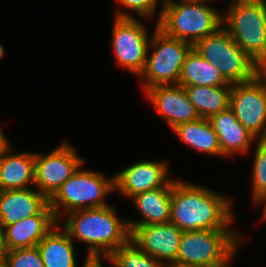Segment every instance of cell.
Masks as SVG:
<instances>
[{
	"label": "cell",
	"mask_w": 266,
	"mask_h": 267,
	"mask_svg": "<svg viewBox=\"0 0 266 267\" xmlns=\"http://www.w3.org/2000/svg\"><path fill=\"white\" fill-rule=\"evenodd\" d=\"M231 202L203 186L175 180L170 223L182 231L227 229L233 223Z\"/></svg>",
	"instance_id": "cell-1"
},
{
	"label": "cell",
	"mask_w": 266,
	"mask_h": 267,
	"mask_svg": "<svg viewBox=\"0 0 266 267\" xmlns=\"http://www.w3.org/2000/svg\"><path fill=\"white\" fill-rule=\"evenodd\" d=\"M64 230L70 238L88 245L87 257L101 260L130 241L128 221L116 216L115 208L107 205L99 208L79 209L67 213Z\"/></svg>",
	"instance_id": "cell-2"
},
{
	"label": "cell",
	"mask_w": 266,
	"mask_h": 267,
	"mask_svg": "<svg viewBox=\"0 0 266 267\" xmlns=\"http://www.w3.org/2000/svg\"><path fill=\"white\" fill-rule=\"evenodd\" d=\"M157 27L193 46L222 26V14L205 2L164 0Z\"/></svg>",
	"instance_id": "cell-3"
},
{
	"label": "cell",
	"mask_w": 266,
	"mask_h": 267,
	"mask_svg": "<svg viewBox=\"0 0 266 267\" xmlns=\"http://www.w3.org/2000/svg\"><path fill=\"white\" fill-rule=\"evenodd\" d=\"M229 229L183 231L177 263L202 267H229L240 235Z\"/></svg>",
	"instance_id": "cell-4"
},
{
	"label": "cell",
	"mask_w": 266,
	"mask_h": 267,
	"mask_svg": "<svg viewBox=\"0 0 266 267\" xmlns=\"http://www.w3.org/2000/svg\"><path fill=\"white\" fill-rule=\"evenodd\" d=\"M114 190V177L107 180L102 173L82 171L79 167L49 199V206L60 223L62 213L107 206L104 198Z\"/></svg>",
	"instance_id": "cell-5"
},
{
	"label": "cell",
	"mask_w": 266,
	"mask_h": 267,
	"mask_svg": "<svg viewBox=\"0 0 266 267\" xmlns=\"http://www.w3.org/2000/svg\"><path fill=\"white\" fill-rule=\"evenodd\" d=\"M150 47L154 48V51L152 54L147 52L146 65L140 74L145 78L142 90L159 85H177L185 58L193 45L168 36L156 25L150 38Z\"/></svg>",
	"instance_id": "cell-6"
},
{
	"label": "cell",
	"mask_w": 266,
	"mask_h": 267,
	"mask_svg": "<svg viewBox=\"0 0 266 267\" xmlns=\"http://www.w3.org/2000/svg\"><path fill=\"white\" fill-rule=\"evenodd\" d=\"M193 48L205 60L217 66L231 84L247 82L255 77L254 62L223 26L199 40Z\"/></svg>",
	"instance_id": "cell-7"
},
{
	"label": "cell",
	"mask_w": 266,
	"mask_h": 267,
	"mask_svg": "<svg viewBox=\"0 0 266 267\" xmlns=\"http://www.w3.org/2000/svg\"><path fill=\"white\" fill-rule=\"evenodd\" d=\"M224 23L226 25H224ZM222 26L254 62L266 44V6L231 2Z\"/></svg>",
	"instance_id": "cell-8"
},
{
	"label": "cell",
	"mask_w": 266,
	"mask_h": 267,
	"mask_svg": "<svg viewBox=\"0 0 266 267\" xmlns=\"http://www.w3.org/2000/svg\"><path fill=\"white\" fill-rule=\"evenodd\" d=\"M114 20L111 45L116 61L120 67L140 77L146 65L150 42L145 24L121 11L117 12Z\"/></svg>",
	"instance_id": "cell-9"
},
{
	"label": "cell",
	"mask_w": 266,
	"mask_h": 267,
	"mask_svg": "<svg viewBox=\"0 0 266 267\" xmlns=\"http://www.w3.org/2000/svg\"><path fill=\"white\" fill-rule=\"evenodd\" d=\"M229 108L257 140H266V80L232 84Z\"/></svg>",
	"instance_id": "cell-10"
},
{
	"label": "cell",
	"mask_w": 266,
	"mask_h": 267,
	"mask_svg": "<svg viewBox=\"0 0 266 267\" xmlns=\"http://www.w3.org/2000/svg\"><path fill=\"white\" fill-rule=\"evenodd\" d=\"M67 141L45 156L35 153V186L48 200L83 164Z\"/></svg>",
	"instance_id": "cell-11"
},
{
	"label": "cell",
	"mask_w": 266,
	"mask_h": 267,
	"mask_svg": "<svg viewBox=\"0 0 266 267\" xmlns=\"http://www.w3.org/2000/svg\"><path fill=\"white\" fill-rule=\"evenodd\" d=\"M130 241L154 259L166 264L177 263L182 230L175 224H153L129 227Z\"/></svg>",
	"instance_id": "cell-12"
},
{
	"label": "cell",
	"mask_w": 266,
	"mask_h": 267,
	"mask_svg": "<svg viewBox=\"0 0 266 267\" xmlns=\"http://www.w3.org/2000/svg\"><path fill=\"white\" fill-rule=\"evenodd\" d=\"M171 129L200 118L190 102L184 86L159 85L144 91Z\"/></svg>",
	"instance_id": "cell-13"
},
{
	"label": "cell",
	"mask_w": 266,
	"mask_h": 267,
	"mask_svg": "<svg viewBox=\"0 0 266 267\" xmlns=\"http://www.w3.org/2000/svg\"><path fill=\"white\" fill-rule=\"evenodd\" d=\"M167 166L163 161H142L126 167L114 175L115 190L131 198L138 193L161 188L171 181L167 178Z\"/></svg>",
	"instance_id": "cell-14"
},
{
	"label": "cell",
	"mask_w": 266,
	"mask_h": 267,
	"mask_svg": "<svg viewBox=\"0 0 266 267\" xmlns=\"http://www.w3.org/2000/svg\"><path fill=\"white\" fill-rule=\"evenodd\" d=\"M58 223L49 204L39 213L3 229V250L36 247Z\"/></svg>",
	"instance_id": "cell-15"
},
{
	"label": "cell",
	"mask_w": 266,
	"mask_h": 267,
	"mask_svg": "<svg viewBox=\"0 0 266 267\" xmlns=\"http://www.w3.org/2000/svg\"><path fill=\"white\" fill-rule=\"evenodd\" d=\"M48 204L49 200L35 189L0 191V222L2 229L21 219L39 214Z\"/></svg>",
	"instance_id": "cell-16"
},
{
	"label": "cell",
	"mask_w": 266,
	"mask_h": 267,
	"mask_svg": "<svg viewBox=\"0 0 266 267\" xmlns=\"http://www.w3.org/2000/svg\"><path fill=\"white\" fill-rule=\"evenodd\" d=\"M209 122L218 136L222 156L244 154L249 151L253 142L258 141L237 120L230 108L212 115Z\"/></svg>",
	"instance_id": "cell-17"
},
{
	"label": "cell",
	"mask_w": 266,
	"mask_h": 267,
	"mask_svg": "<svg viewBox=\"0 0 266 267\" xmlns=\"http://www.w3.org/2000/svg\"><path fill=\"white\" fill-rule=\"evenodd\" d=\"M174 182L175 180H171L161 188L141 192L131 197L143 219L128 221L129 227L169 223Z\"/></svg>",
	"instance_id": "cell-18"
},
{
	"label": "cell",
	"mask_w": 266,
	"mask_h": 267,
	"mask_svg": "<svg viewBox=\"0 0 266 267\" xmlns=\"http://www.w3.org/2000/svg\"><path fill=\"white\" fill-rule=\"evenodd\" d=\"M0 154V191L27 189L35 184V153Z\"/></svg>",
	"instance_id": "cell-19"
},
{
	"label": "cell",
	"mask_w": 266,
	"mask_h": 267,
	"mask_svg": "<svg viewBox=\"0 0 266 267\" xmlns=\"http://www.w3.org/2000/svg\"><path fill=\"white\" fill-rule=\"evenodd\" d=\"M58 225L59 223L37 245L42 262L45 267H77L73 240Z\"/></svg>",
	"instance_id": "cell-20"
},
{
	"label": "cell",
	"mask_w": 266,
	"mask_h": 267,
	"mask_svg": "<svg viewBox=\"0 0 266 267\" xmlns=\"http://www.w3.org/2000/svg\"><path fill=\"white\" fill-rule=\"evenodd\" d=\"M181 86H232L214 66L194 48L187 54L180 75Z\"/></svg>",
	"instance_id": "cell-21"
},
{
	"label": "cell",
	"mask_w": 266,
	"mask_h": 267,
	"mask_svg": "<svg viewBox=\"0 0 266 267\" xmlns=\"http://www.w3.org/2000/svg\"><path fill=\"white\" fill-rule=\"evenodd\" d=\"M172 130L190 147L210 155H222L218 136L209 119L199 118L193 122L182 123Z\"/></svg>",
	"instance_id": "cell-22"
},
{
	"label": "cell",
	"mask_w": 266,
	"mask_h": 267,
	"mask_svg": "<svg viewBox=\"0 0 266 267\" xmlns=\"http://www.w3.org/2000/svg\"><path fill=\"white\" fill-rule=\"evenodd\" d=\"M184 88L200 118L209 119L229 108L232 86L193 85Z\"/></svg>",
	"instance_id": "cell-23"
},
{
	"label": "cell",
	"mask_w": 266,
	"mask_h": 267,
	"mask_svg": "<svg viewBox=\"0 0 266 267\" xmlns=\"http://www.w3.org/2000/svg\"><path fill=\"white\" fill-rule=\"evenodd\" d=\"M106 259L115 267H167L166 263L140 250L132 241L114 250Z\"/></svg>",
	"instance_id": "cell-24"
},
{
	"label": "cell",
	"mask_w": 266,
	"mask_h": 267,
	"mask_svg": "<svg viewBox=\"0 0 266 267\" xmlns=\"http://www.w3.org/2000/svg\"><path fill=\"white\" fill-rule=\"evenodd\" d=\"M0 261L5 267H45L37 246L3 250Z\"/></svg>",
	"instance_id": "cell-25"
},
{
	"label": "cell",
	"mask_w": 266,
	"mask_h": 267,
	"mask_svg": "<svg viewBox=\"0 0 266 267\" xmlns=\"http://www.w3.org/2000/svg\"><path fill=\"white\" fill-rule=\"evenodd\" d=\"M256 143L252 172L253 202L266 192V140H258Z\"/></svg>",
	"instance_id": "cell-26"
},
{
	"label": "cell",
	"mask_w": 266,
	"mask_h": 267,
	"mask_svg": "<svg viewBox=\"0 0 266 267\" xmlns=\"http://www.w3.org/2000/svg\"><path fill=\"white\" fill-rule=\"evenodd\" d=\"M120 5L125 6L138 14V18L146 16L151 18L157 8L158 0H117Z\"/></svg>",
	"instance_id": "cell-27"
},
{
	"label": "cell",
	"mask_w": 266,
	"mask_h": 267,
	"mask_svg": "<svg viewBox=\"0 0 266 267\" xmlns=\"http://www.w3.org/2000/svg\"><path fill=\"white\" fill-rule=\"evenodd\" d=\"M255 76L266 80V44L263 52L254 61Z\"/></svg>",
	"instance_id": "cell-28"
},
{
	"label": "cell",
	"mask_w": 266,
	"mask_h": 267,
	"mask_svg": "<svg viewBox=\"0 0 266 267\" xmlns=\"http://www.w3.org/2000/svg\"><path fill=\"white\" fill-rule=\"evenodd\" d=\"M0 128V154L4 153L8 148H10V143L8 142L5 134L2 132Z\"/></svg>",
	"instance_id": "cell-29"
},
{
	"label": "cell",
	"mask_w": 266,
	"mask_h": 267,
	"mask_svg": "<svg viewBox=\"0 0 266 267\" xmlns=\"http://www.w3.org/2000/svg\"><path fill=\"white\" fill-rule=\"evenodd\" d=\"M230 2H238L244 5H260L266 6L265 0H231Z\"/></svg>",
	"instance_id": "cell-30"
},
{
	"label": "cell",
	"mask_w": 266,
	"mask_h": 267,
	"mask_svg": "<svg viewBox=\"0 0 266 267\" xmlns=\"http://www.w3.org/2000/svg\"><path fill=\"white\" fill-rule=\"evenodd\" d=\"M82 267H103V266H102L101 260L89 259L86 256L85 263H84V265H82Z\"/></svg>",
	"instance_id": "cell-31"
},
{
	"label": "cell",
	"mask_w": 266,
	"mask_h": 267,
	"mask_svg": "<svg viewBox=\"0 0 266 267\" xmlns=\"http://www.w3.org/2000/svg\"><path fill=\"white\" fill-rule=\"evenodd\" d=\"M265 203L264 205V209H263V216H262V219L261 220H266V192L261 195L254 203Z\"/></svg>",
	"instance_id": "cell-32"
},
{
	"label": "cell",
	"mask_w": 266,
	"mask_h": 267,
	"mask_svg": "<svg viewBox=\"0 0 266 267\" xmlns=\"http://www.w3.org/2000/svg\"><path fill=\"white\" fill-rule=\"evenodd\" d=\"M3 252V229L0 222V256Z\"/></svg>",
	"instance_id": "cell-33"
},
{
	"label": "cell",
	"mask_w": 266,
	"mask_h": 267,
	"mask_svg": "<svg viewBox=\"0 0 266 267\" xmlns=\"http://www.w3.org/2000/svg\"><path fill=\"white\" fill-rule=\"evenodd\" d=\"M167 267H202V266L182 265L178 263H171V264H167Z\"/></svg>",
	"instance_id": "cell-34"
},
{
	"label": "cell",
	"mask_w": 266,
	"mask_h": 267,
	"mask_svg": "<svg viewBox=\"0 0 266 267\" xmlns=\"http://www.w3.org/2000/svg\"><path fill=\"white\" fill-rule=\"evenodd\" d=\"M4 54H5V49L3 48V46L0 44V60L2 58H4Z\"/></svg>",
	"instance_id": "cell-35"
},
{
	"label": "cell",
	"mask_w": 266,
	"mask_h": 267,
	"mask_svg": "<svg viewBox=\"0 0 266 267\" xmlns=\"http://www.w3.org/2000/svg\"><path fill=\"white\" fill-rule=\"evenodd\" d=\"M183 1H197V2H207V0H183Z\"/></svg>",
	"instance_id": "cell-36"
},
{
	"label": "cell",
	"mask_w": 266,
	"mask_h": 267,
	"mask_svg": "<svg viewBox=\"0 0 266 267\" xmlns=\"http://www.w3.org/2000/svg\"><path fill=\"white\" fill-rule=\"evenodd\" d=\"M0 267H5V265L0 261Z\"/></svg>",
	"instance_id": "cell-37"
}]
</instances>
